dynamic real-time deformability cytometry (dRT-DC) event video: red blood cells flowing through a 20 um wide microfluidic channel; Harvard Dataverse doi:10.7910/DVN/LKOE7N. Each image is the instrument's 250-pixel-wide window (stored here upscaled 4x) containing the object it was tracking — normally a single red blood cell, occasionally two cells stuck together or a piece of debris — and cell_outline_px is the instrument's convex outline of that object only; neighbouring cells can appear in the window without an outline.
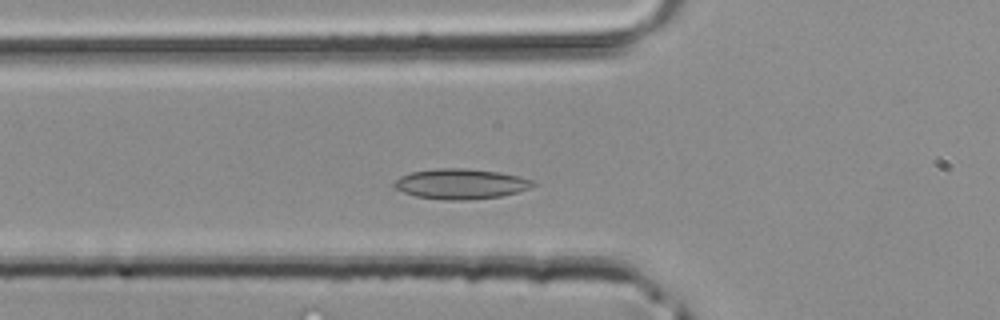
{"species": "common noctule bat (a hibernating species)", "species_latin": "Nyctalus noctula", "temperature_condition": "room temperature", "stored_images_in_passage": 39, "camera_frame_rate_fps": 3000, "um_per_image_px": 0.085, "animal": {"sex": "male", "body_mass_g": 20.4}, "frame": {"image": 1, "passage_image": 10, "time_ms": 3.0, "image_size_px": [1000, 320], "cell_outline_px": [[536, 184], [532, 188], [500, 196], [468, 200], [448, 200], [416, 196], [404, 192], [396, 188], [392, 184], [400, 176], [412, 172], [436, 168], [464, 168], [500, 172], [520, 176], [536, 180]], "centroid_in_image_um": [39.22, 15.62], "position_along_channel_um": 86.6, "area_um2": 24.51}}
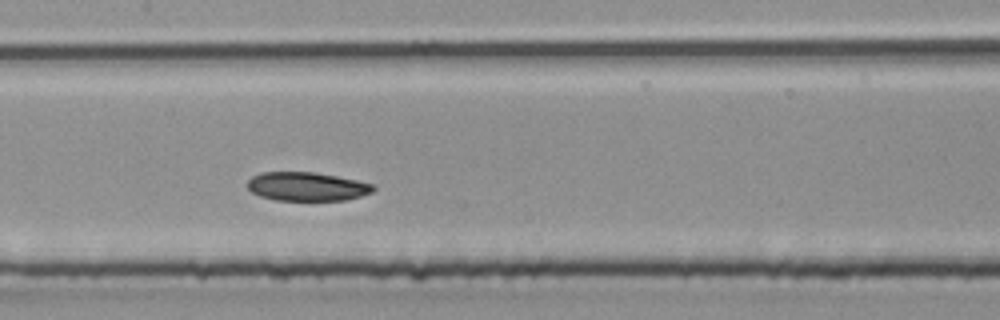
{"frame": {"image": 2, "passage_image": 16, "time_ms": 5.0, "image_size_px": [1000, 320], "cell_outline_px": [[376, 188], [372, 192], [360, 196], [344, 200], [276, 200], [260, 196], [252, 192], [248, 188], [248, 180], [252, 176], [260, 172], [316, 172], [356, 180], [372, 184]], "centroid_in_image_um": [26.07, 15.85], "position_along_channel_um": 181.3, "area_um2": 20.98}}
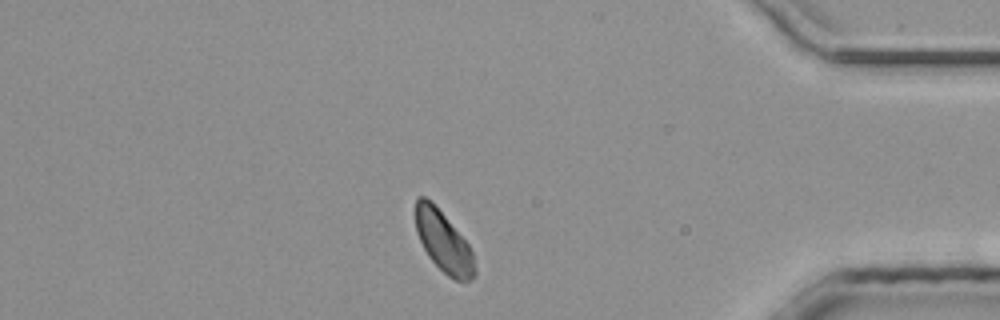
{"frame": {"image": 3, "passage_image": 32, "time_ms": 10.333, "image_size_px": [1000, 320], "cell_outline_px": [[476, 272], [472, 280], [456, 280], [448, 276], [428, 256], [416, 232], [416, 196], [424, 196], [444, 216], [468, 244], [472, 252], [476, 268]], "centroid_in_image_um": [37.7, 20.58], "position_along_channel_um": 397.5, "area_um2": 20.35}}